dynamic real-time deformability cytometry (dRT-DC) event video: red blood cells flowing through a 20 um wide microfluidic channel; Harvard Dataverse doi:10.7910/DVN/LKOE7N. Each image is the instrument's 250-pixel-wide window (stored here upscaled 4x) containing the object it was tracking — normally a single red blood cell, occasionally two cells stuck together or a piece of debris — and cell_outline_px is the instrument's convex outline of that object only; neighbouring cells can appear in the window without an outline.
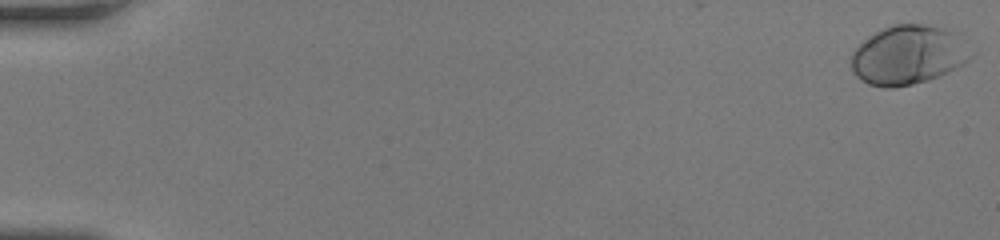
{"species": "human", "species_latin": "Homo sapiens", "temperature_condition": "room temperature", "stored_images_in_passage": 52, "camera_frame_rate_fps": 3000, "um_per_image_px": 0.085, "donor": {"sex": "female"}, "frame": {"image": 1, "passage_image": 1, "time_ms": 0.0, "image_size_px": [1000, 240], "cell_outline_px": [[976, 52], [964, 64], [940, 76], [928, 80], [912, 84], [892, 88], [884, 88], [868, 84], [860, 80], [852, 72], [852, 52], [868, 36], [884, 28], [896, 24], [924, 24], [948, 28]], "centroid_in_image_um": [77.22, 4.68], "position_along_channel_um": 7.8, "area_um2": 41.5}}
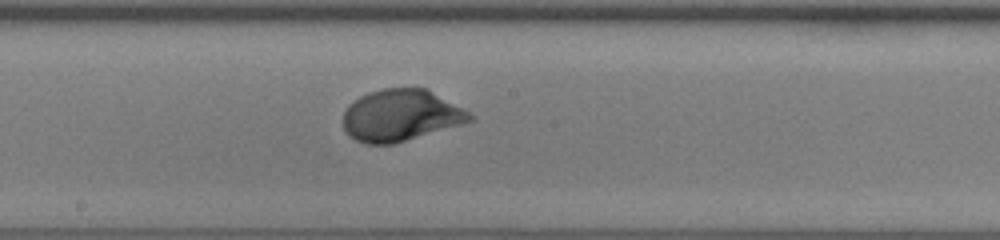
{"frame": {"image": 2, "passage_image": 30, "time_ms": 9.667, "image_size_px": [1000, 240], "cell_outline_px": [[472, 120], [460, 124], [392, 144], [364, 144], [348, 136], [344, 128], [344, 112], [360, 96], [368, 92], [384, 88], [424, 88], [468, 112], [472, 116]], "centroid_in_image_um": [34.0, 9.82], "position_along_channel_um": 214.2, "area_um2": 37.17}}
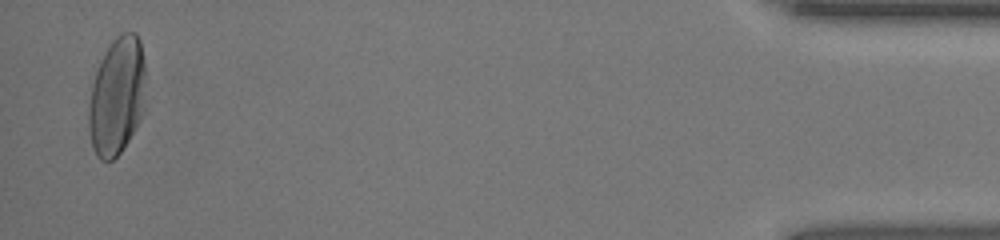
{"frame": {"image": 3, "passage_image": 51, "time_ms": 16.667, "image_size_px": [1000, 240], "cell_outline_px": [[144, 108], [128, 140], [120, 152], [112, 160], [100, 160], [96, 156], [92, 144], [88, 128], [88, 108], [92, 84], [96, 72], [104, 52], [112, 40], [120, 32], [136, 32], [140, 40], [144, 64]], "centroid_in_image_um": [9.92, 8.14], "position_along_channel_um": 425.3, "area_um2": 38.9}, "authors_computed_cell_mechanics": {"area_um2": 37.7434, "velocity_mm_per_s": 4.1586, "shape_relaxation_time_tau1_ms": 2.9678, "shape_relaxation_time_tau2_ms": null, "deformation_change_tau1": 0.1638, "deformation_change_tau2": null}}